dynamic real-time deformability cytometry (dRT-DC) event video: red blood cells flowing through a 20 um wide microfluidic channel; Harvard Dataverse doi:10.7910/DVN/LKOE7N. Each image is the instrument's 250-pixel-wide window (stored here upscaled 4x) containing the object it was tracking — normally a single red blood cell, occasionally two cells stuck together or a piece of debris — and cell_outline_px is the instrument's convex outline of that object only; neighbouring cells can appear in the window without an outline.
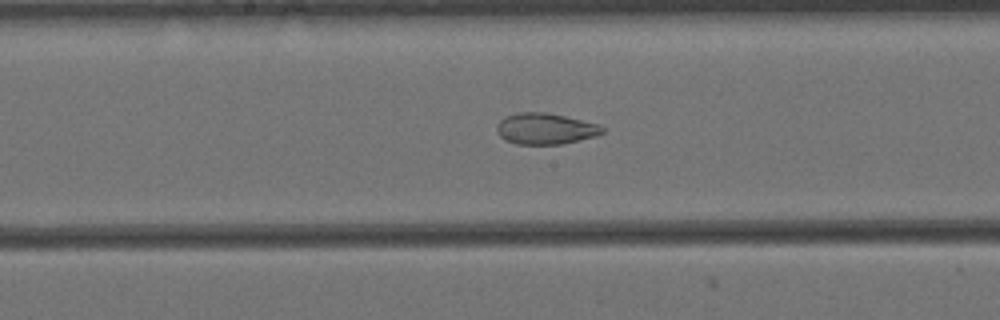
{"species": "Egyptian fruit bat (a non-hibernating species)", "species_latin": "Rousettus aegyptiacus", "temperature_condition": "cold", "stored_images_in_passage": 42, "camera_frame_rate_fps": 3000, "um_per_image_px": 0.085, "animal": {"sex": "female"}, "frame": {"image": 1, "passage_image": 13, "time_ms": 4.0, "image_size_px": [1000, 320], "cell_outline_px": [[604, 132], [596, 136], [560, 144], [516, 144], [504, 140], [496, 132], [496, 128], [500, 120], [504, 116], [516, 112], [548, 112], [600, 124], [604, 128]], "centroid_in_image_um": [46.33, 10.93], "position_along_channel_um": 201.9, "area_um2": 19.36}}
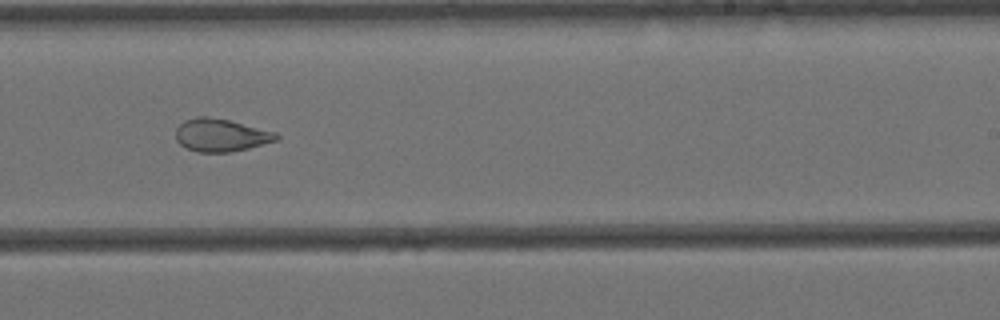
{"frame": {"image": 2, "passage_image": 19, "time_ms": 6.0, "image_size_px": [1000, 320], "cell_outline_px": [[280, 136], [276, 140], [248, 148], [232, 152], [196, 152], [180, 144], [176, 140], [176, 128], [184, 120], [200, 116], [208, 116], [228, 120], [276, 132]], "centroid_in_image_um": [18.75, 11.49], "position_along_channel_um": 270.2, "area_um2": 19.07}}
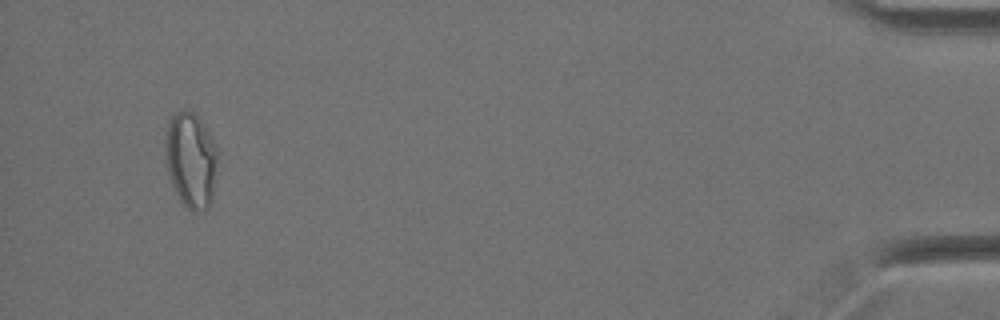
{"frame": {"image": 3, "passage_image": 39, "time_ms": 12.667, "image_size_px": [1000, 320], "cell_outline_px": [[216, 160], [212, 200], [208, 208], [204, 212], [192, 212], [180, 200], [172, 184], [168, 172], [164, 152], [164, 132], [168, 120], [176, 112], [184, 108], [196, 112], [216, 152]], "centroid_in_image_um": [16.16, 13.59], "position_along_channel_um": 419.0, "area_um2": 29.02}, "authors_computed_cell_mechanics": {"area_um2": 21.4438, "velocity_mm_per_s": 3.4515, "shape_relaxation_time_tau1_ms": null, "shape_relaxation_time_tau2_ms": 2.3331, "deformation_change_tau1": null, "deformation_change_tau2": 0.0901}}